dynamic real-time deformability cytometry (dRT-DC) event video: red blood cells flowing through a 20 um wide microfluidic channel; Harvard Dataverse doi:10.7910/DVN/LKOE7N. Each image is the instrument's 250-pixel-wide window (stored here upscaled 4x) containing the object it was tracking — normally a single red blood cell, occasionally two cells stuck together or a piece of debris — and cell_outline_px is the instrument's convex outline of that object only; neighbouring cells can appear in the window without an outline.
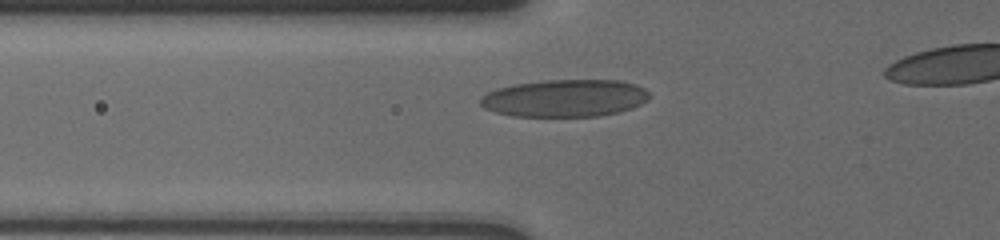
{"species": "human", "species_latin": "Homo sapiens", "temperature_condition": "cold", "stored_images_in_passage": 61, "camera_frame_rate_fps": 3000, "um_per_image_px": 0.085, "donor": {"sex": "male"}, "frame": {"image": 1, "passage_image": 2, "time_ms": 0.333, "image_size_px": [1000, 240], "cell_outline_px": [[648, 100], [632, 108], [620, 112], [600, 116], [512, 116], [496, 112], [484, 108], [480, 104], [480, 96], [496, 88], [512, 84], [548, 80], [620, 80], [636, 84], [644, 88], [648, 92]], "centroid_in_image_um": [48.0, 8.34], "position_along_channel_um": 77.8, "area_um2": 36.99}}
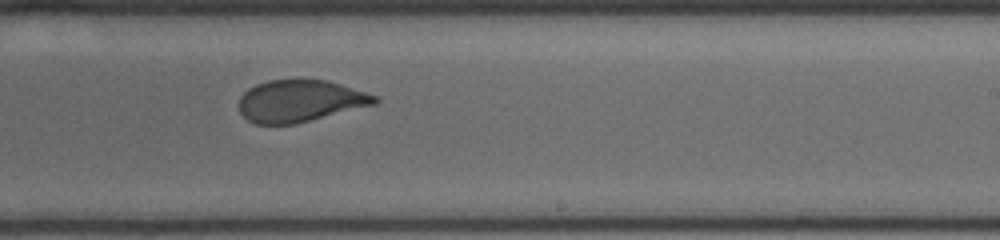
{"frame": {"image": 2, "passage_image": 40, "time_ms": 5.333, "image_size_px": [1000, 240], "cell_outline_px": [[380, 100], [376, 104], [292, 124], [256, 124], [248, 120], [240, 112], [240, 96], [248, 88], [256, 84], [268, 80], [328, 80], [376, 96]], "centroid_in_image_um": [25.48, 8.58], "position_along_channel_um": 263.5, "area_um2": 32.71}}
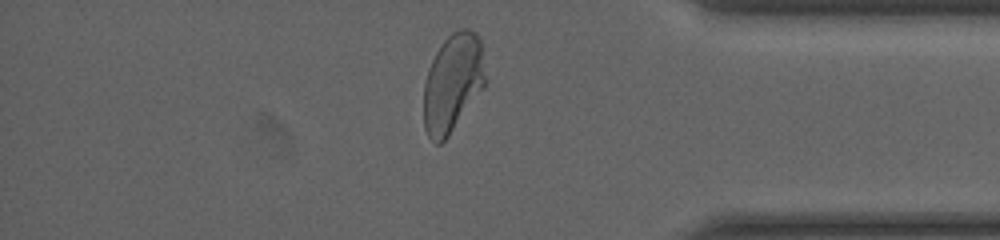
{"frame": {"image": 3, "passage_image": 57, "time_ms": 9.333, "image_size_px": [1000, 240], "cell_outline_px": [[484, 88], [448, 136], [440, 144], [436, 144], [428, 136], [424, 128], [424, 80], [428, 68], [440, 44], [452, 32], [460, 28], [468, 28], [476, 32], [480, 40], [484, 76]], "centroid_in_image_um": [38.45, 7.04], "position_along_channel_um": 396.7, "area_um2": 35.2}}